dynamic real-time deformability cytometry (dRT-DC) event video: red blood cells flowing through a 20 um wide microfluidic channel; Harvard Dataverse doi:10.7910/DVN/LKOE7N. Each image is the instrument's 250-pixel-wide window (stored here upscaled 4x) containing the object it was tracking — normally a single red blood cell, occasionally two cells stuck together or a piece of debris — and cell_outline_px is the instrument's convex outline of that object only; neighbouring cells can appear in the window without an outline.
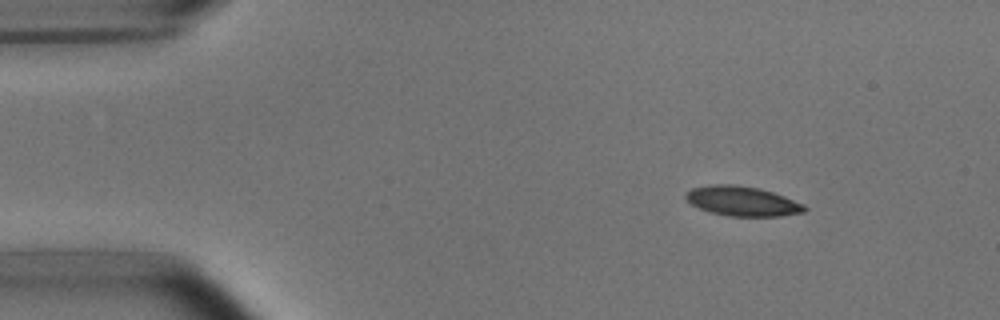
{"species": "common noctule bat (a hibernating species)", "species_latin": "Nyctalus noctula", "temperature_condition": "room temperature", "stored_images_in_passage": 7, "camera_frame_rate_fps": 3000, "um_per_image_px": 0.085, "animal": {"sex": "male", "body_mass_g": 15.6}, "frame": {"image": 1, "passage_image": 2, "time_ms": 1.333, "image_size_px": [1000, 320], "cell_outline_px": [[808, 208], [804, 212], [780, 216], [728, 216], [712, 212], [700, 208], [692, 204], [684, 196], [692, 188], [712, 184], [732, 184], [760, 188], [784, 196], [804, 204]], "centroid_in_image_um": [63.13, 17.09], "position_along_channel_um": 21.9, "area_um2": 20.4}}
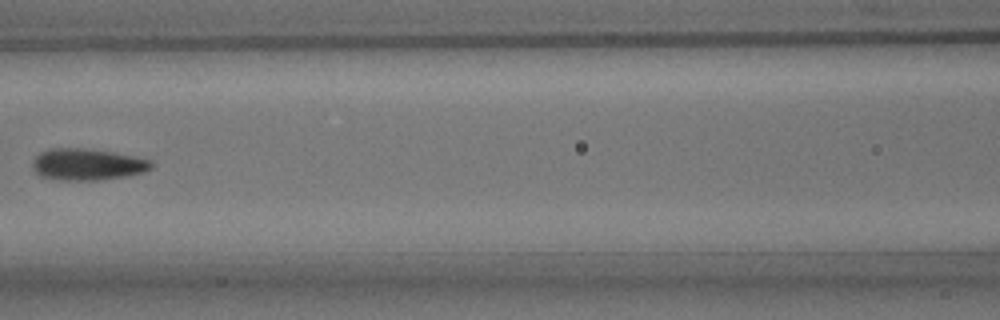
{"frame": {"image": 2, "passage_image": 6, "time_ms": 7.0, "image_size_px": [1000, 320], "cell_outline_px": [[156, 164], [152, 168], [144, 172], [124, 176], [100, 180], [56, 180], [40, 176], [32, 168], [32, 160], [40, 152], [48, 148], [88, 148], [112, 152], [152, 160]], "centroid_in_image_um": [7.41, 13.97], "position_along_channel_um": 159.2, "area_um2": 22.14}}
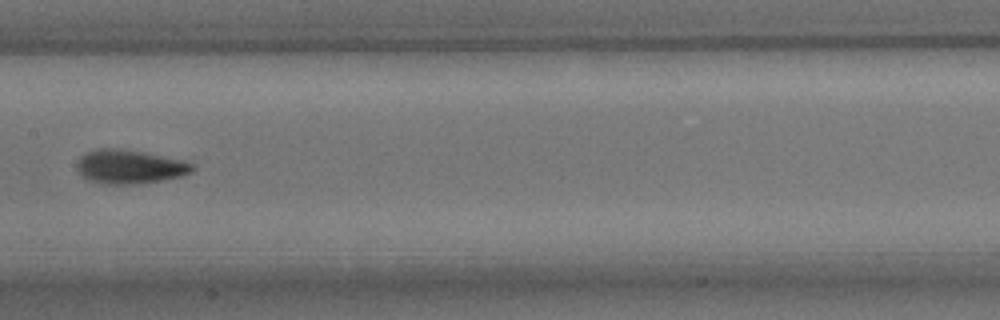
{"frame": {"image": 3, "passage_image": 7, "time_ms": 8.0, "image_size_px": [1000, 320], "cell_outline_px": [[196, 168], [192, 172], [180, 176], [160, 180], [136, 184], [100, 184], [88, 180], [76, 168], [76, 164], [80, 156], [96, 148], [116, 148], [140, 152], [184, 160], [196, 164]], "centroid_in_image_um": [11.02, 14.17], "position_along_channel_um": 196.4, "area_um2": 22.77}}